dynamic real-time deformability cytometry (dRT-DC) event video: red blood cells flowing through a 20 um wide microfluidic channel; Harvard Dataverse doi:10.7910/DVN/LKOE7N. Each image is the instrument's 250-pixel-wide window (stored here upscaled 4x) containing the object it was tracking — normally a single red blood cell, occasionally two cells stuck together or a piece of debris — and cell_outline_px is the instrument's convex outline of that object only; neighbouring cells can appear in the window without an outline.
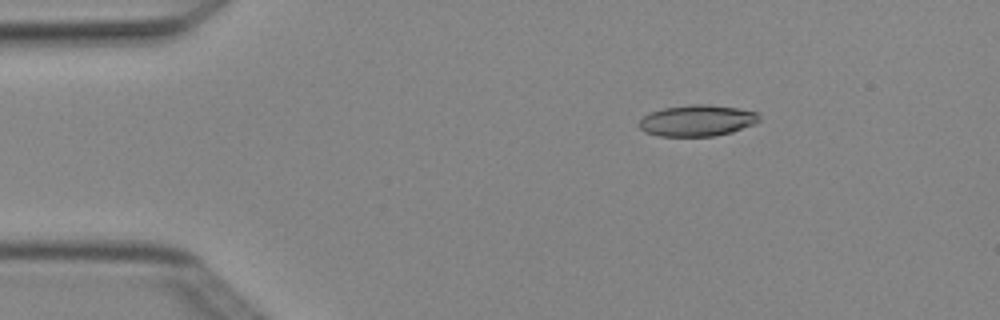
{"species": "Egyptian fruit bat (a non-hibernating species)", "species_latin": "Rousettus aegyptiacus", "temperature_condition": "cold", "stored_images_in_passage": 7, "camera_frame_rate_fps": 3000, "um_per_image_px": 0.085, "animal": {"sex": "female"}, "frame": {"image": 1, "passage_image": 3, "time_ms": 0.667, "image_size_px": [1000, 320], "cell_outline_px": [[760, 120], [756, 124], [732, 132], [716, 136], [660, 136], [644, 132], [636, 124], [644, 116], [652, 112], [664, 108], [692, 104], [708, 104], [740, 108], [756, 112], [760, 116]], "centroid_in_image_um": [59.28, 10.25], "position_along_channel_um": 25.7, "area_um2": 22.08}}
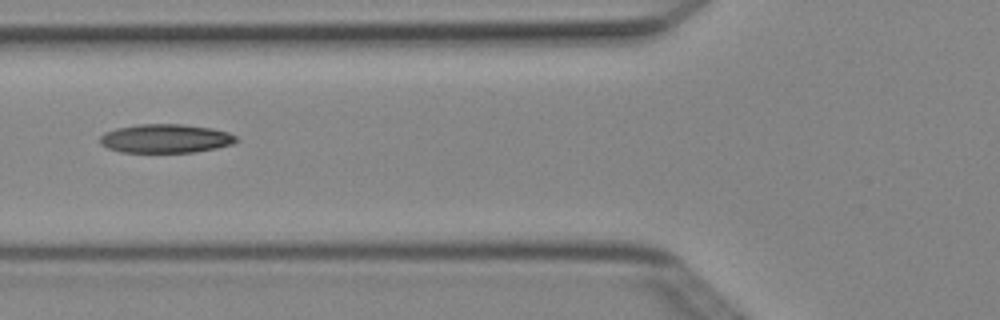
{"frame": {"image": 2, "passage_image": 6, "time_ms": 1.667, "image_size_px": [1000, 320], "cell_outline_px": [[240, 140], [232, 144], [216, 148], [196, 152], [120, 152], [108, 148], [100, 144], [100, 136], [104, 132], [116, 128], [140, 124], [180, 124], [212, 128], [228, 132], [236, 136]], "centroid_in_image_um": [14.08, 11.77], "position_along_channel_um": 111.7, "area_um2": 22.95}}
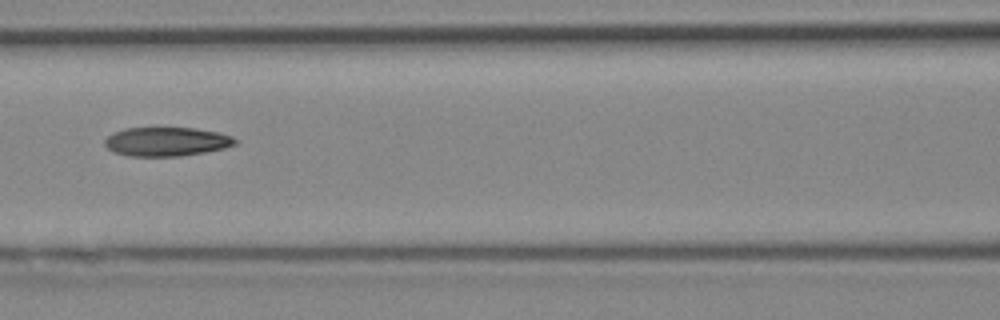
{"frame": {"image": 3, "passage_image": 7, "time_ms": 2.0, "image_size_px": [1000, 320], "cell_outline_px": [[240, 140], [236, 144], [224, 148], [204, 152], [180, 156], [128, 156], [116, 152], [108, 148], [104, 144], [104, 140], [112, 132], [124, 128], [196, 128], [220, 132], [232, 136]], "centroid_in_image_um": [14.18, 12.03], "position_along_channel_um": 152.4, "area_um2": 22.14}}